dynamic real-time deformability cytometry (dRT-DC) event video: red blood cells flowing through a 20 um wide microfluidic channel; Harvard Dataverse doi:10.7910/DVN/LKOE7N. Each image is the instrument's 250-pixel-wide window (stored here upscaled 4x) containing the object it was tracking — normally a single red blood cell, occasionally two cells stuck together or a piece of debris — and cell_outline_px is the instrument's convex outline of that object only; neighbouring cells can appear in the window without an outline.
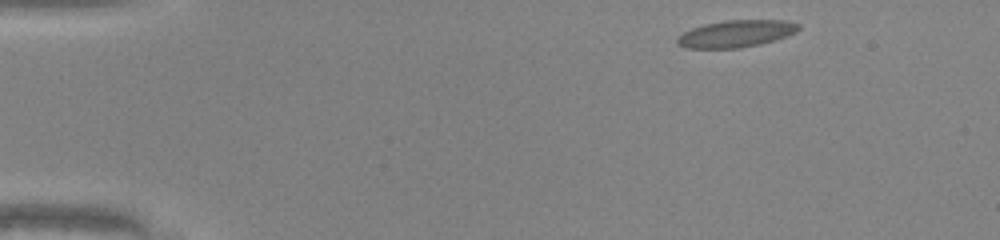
{"species": "common noctule bat (a hibernating species)", "species_latin": "Nyctalus noctula", "temperature_condition": "warm", "stored_images_in_passage": 46, "camera_frame_rate_fps": 3000, "um_per_image_px": 0.085, "animal": {"sex": "male", "body_mass_g": 20.0, "forearm_length_mm": 53.3}, "frame": {"image": 1, "passage_image": 1, "time_ms": 0.0, "image_size_px": [1000, 240], "cell_outline_px": [[800, 28], [796, 32], [760, 44], [740, 48], [684, 48], [676, 44], [676, 36], [692, 28], [704, 24], [728, 20], [784, 20], [800, 24]], "centroid_in_image_um": [62.51, 2.86], "position_along_channel_um": 22.5, "area_um2": 19.07}}
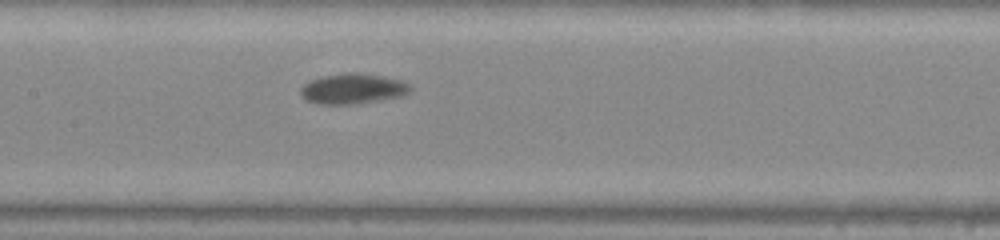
{"frame": {"image": 2, "passage_image": 20, "time_ms": 6.333, "image_size_px": [1000, 240], "cell_outline_px": [[412, 88], [404, 96], [356, 104], [316, 104], [304, 100], [300, 96], [300, 88], [304, 84], [312, 80], [324, 76], [344, 72], [356, 72], [384, 76], [400, 80], [412, 84]], "centroid_in_image_um": [29.99, 7.55], "position_along_channel_um": 177.4, "area_um2": 19.71}}
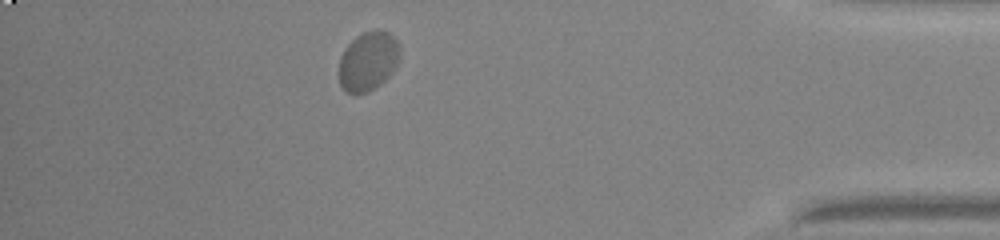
{"frame": {"image": 3, "passage_image": 40, "time_ms": 13.0, "image_size_px": [1000, 240], "cell_outline_px": [[400, 60], [396, 68], [380, 84], [368, 92], [344, 92], [340, 84], [340, 56], [344, 48], [356, 36], [364, 32], [388, 32], [400, 44]], "centroid_in_image_um": [31.31, 5.21], "position_along_channel_um": 403.9, "area_um2": 20.81}, "authors_computed_cell_mechanics": {"area_um2": 19.3052, "velocity_mm_per_s": 4.0004, "shape_relaxation_time_tau1_ms": 4.4986, "shape_relaxation_time_tau2_ms": null, "deformation_change_tau1": 0.1737, "deformation_change_tau2": null}}